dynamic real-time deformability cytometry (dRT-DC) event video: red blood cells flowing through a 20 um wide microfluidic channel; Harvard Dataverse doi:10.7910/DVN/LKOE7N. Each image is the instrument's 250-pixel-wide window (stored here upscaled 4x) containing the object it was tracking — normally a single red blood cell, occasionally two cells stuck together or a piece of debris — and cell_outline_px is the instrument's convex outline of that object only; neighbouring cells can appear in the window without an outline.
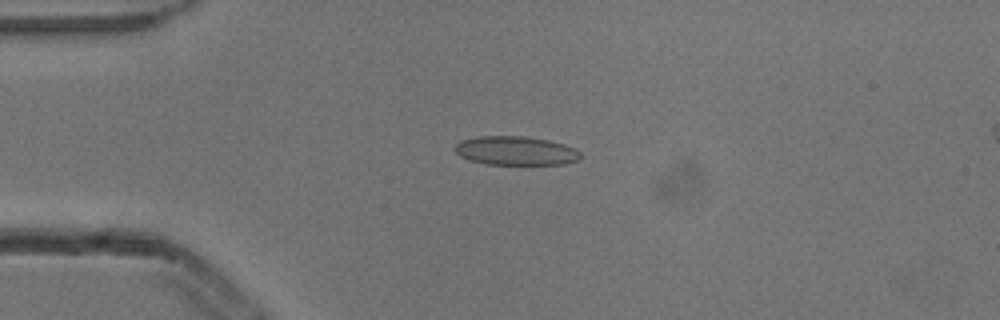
{"species": "common noctule bat (a hibernating species)", "species_latin": "Nyctalus noctula", "temperature_condition": "cold", "stored_images_in_passage": 5, "camera_frame_rate_fps": 3000, "um_per_image_px": 0.085, "animal": {"sex": "male", "body_mass_g": 13.3}, "frame": {"image": 1, "passage_image": 4, "time_ms": 1.0, "image_size_px": [1000, 320], "cell_outline_px": [[580, 160], [564, 164], [484, 164], [468, 160], [460, 156], [452, 148], [460, 140], [476, 136], [524, 136], [548, 140], [564, 144], [576, 148], [580, 152]], "centroid_in_image_um": [43.81, 12.81], "position_along_channel_um": 41.2, "area_um2": 21.39}}